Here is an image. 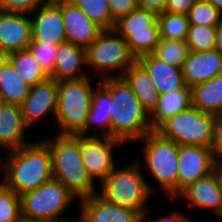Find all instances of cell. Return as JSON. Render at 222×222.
Here are the masks:
<instances>
[{
  "mask_svg": "<svg viewBox=\"0 0 222 222\" xmlns=\"http://www.w3.org/2000/svg\"><path fill=\"white\" fill-rule=\"evenodd\" d=\"M218 176V179L220 181L221 189H222V169L216 164L215 170H214Z\"/></svg>",
  "mask_w": 222,
  "mask_h": 222,
  "instance_id": "cell-47",
  "label": "cell"
},
{
  "mask_svg": "<svg viewBox=\"0 0 222 222\" xmlns=\"http://www.w3.org/2000/svg\"><path fill=\"white\" fill-rule=\"evenodd\" d=\"M167 0H137L138 7L153 11L157 14L163 13Z\"/></svg>",
  "mask_w": 222,
  "mask_h": 222,
  "instance_id": "cell-41",
  "label": "cell"
},
{
  "mask_svg": "<svg viewBox=\"0 0 222 222\" xmlns=\"http://www.w3.org/2000/svg\"><path fill=\"white\" fill-rule=\"evenodd\" d=\"M138 159L120 169L114 168L100 184L98 194L111 204L140 212L143 216L149 212L147 202L159 188L148 183L141 171Z\"/></svg>",
  "mask_w": 222,
  "mask_h": 222,
  "instance_id": "cell-4",
  "label": "cell"
},
{
  "mask_svg": "<svg viewBox=\"0 0 222 222\" xmlns=\"http://www.w3.org/2000/svg\"><path fill=\"white\" fill-rule=\"evenodd\" d=\"M210 149L216 159L222 154V113L215 115L213 141Z\"/></svg>",
  "mask_w": 222,
  "mask_h": 222,
  "instance_id": "cell-38",
  "label": "cell"
},
{
  "mask_svg": "<svg viewBox=\"0 0 222 222\" xmlns=\"http://www.w3.org/2000/svg\"><path fill=\"white\" fill-rule=\"evenodd\" d=\"M136 61L126 40L114 29L103 30L86 48V64L99 76L97 81L122 77Z\"/></svg>",
  "mask_w": 222,
  "mask_h": 222,
  "instance_id": "cell-6",
  "label": "cell"
},
{
  "mask_svg": "<svg viewBox=\"0 0 222 222\" xmlns=\"http://www.w3.org/2000/svg\"><path fill=\"white\" fill-rule=\"evenodd\" d=\"M216 158L209 147L179 145L178 151V193L187 185L214 172Z\"/></svg>",
  "mask_w": 222,
  "mask_h": 222,
  "instance_id": "cell-12",
  "label": "cell"
},
{
  "mask_svg": "<svg viewBox=\"0 0 222 222\" xmlns=\"http://www.w3.org/2000/svg\"><path fill=\"white\" fill-rule=\"evenodd\" d=\"M181 69L186 85L192 88L222 73V54L215 48L190 51Z\"/></svg>",
  "mask_w": 222,
  "mask_h": 222,
  "instance_id": "cell-19",
  "label": "cell"
},
{
  "mask_svg": "<svg viewBox=\"0 0 222 222\" xmlns=\"http://www.w3.org/2000/svg\"><path fill=\"white\" fill-rule=\"evenodd\" d=\"M0 222H23L20 195L9 187H0Z\"/></svg>",
  "mask_w": 222,
  "mask_h": 222,
  "instance_id": "cell-34",
  "label": "cell"
},
{
  "mask_svg": "<svg viewBox=\"0 0 222 222\" xmlns=\"http://www.w3.org/2000/svg\"><path fill=\"white\" fill-rule=\"evenodd\" d=\"M157 21L159 24L160 38L186 40L190 22L186 14L160 13Z\"/></svg>",
  "mask_w": 222,
  "mask_h": 222,
  "instance_id": "cell-30",
  "label": "cell"
},
{
  "mask_svg": "<svg viewBox=\"0 0 222 222\" xmlns=\"http://www.w3.org/2000/svg\"><path fill=\"white\" fill-rule=\"evenodd\" d=\"M157 17V13L138 7L115 23L114 30L126 40L136 59L152 54L159 43Z\"/></svg>",
  "mask_w": 222,
  "mask_h": 222,
  "instance_id": "cell-10",
  "label": "cell"
},
{
  "mask_svg": "<svg viewBox=\"0 0 222 222\" xmlns=\"http://www.w3.org/2000/svg\"><path fill=\"white\" fill-rule=\"evenodd\" d=\"M107 2L115 22L138 8L137 0H107Z\"/></svg>",
  "mask_w": 222,
  "mask_h": 222,
  "instance_id": "cell-37",
  "label": "cell"
},
{
  "mask_svg": "<svg viewBox=\"0 0 222 222\" xmlns=\"http://www.w3.org/2000/svg\"><path fill=\"white\" fill-rule=\"evenodd\" d=\"M190 25H206L216 27L221 19L222 14L208 0H197L190 8L188 14Z\"/></svg>",
  "mask_w": 222,
  "mask_h": 222,
  "instance_id": "cell-33",
  "label": "cell"
},
{
  "mask_svg": "<svg viewBox=\"0 0 222 222\" xmlns=\"http://www.w3.org/2000/svg\"><path fill=\"white\" fill-rule=\"evenodd\" d=\"M32 41L59 45L67 42L61 5H43L30 14Z\"/></svg>",
  "mask_w": 222,
  "mask_h": 222,
  "instance_id": "cell-18",
  "label": "cell"
},
{
  "mask_svg": "<svg viewBox=\"0 0 222 222\" xmlns=\"http://www.w3.org/2000/svg\"><path fill=\"white\" fill-rule=\"evenodd\" d=\"M31 86L22 80L7 59L0 69V102L21 105L30 93Z\"/></svg>",
  "mask_w": 222,
  "mask_h": 222,
  "instance_id": "cell-26",
  "label": "cell"
},
{
  "mask_svg": "<svg viewBox=\"0 0 222 222\" xmlns=\"http://www.w3.org/2000/svg\"><path fill=\"white\" fill-rule=\"evenodd\" d=\"M210 3H212L222 14V0H208Z\"/></svg>",
  "mask_w": 222,
  "mask_h": 222,
  "instance_id": "cell-46",
  "label": "cell"
},
{
  "mask_svg": "<svg viewBox=\"0 0 222 222\" xmlns=\"http://www.w3.org/2000/svg\"><path fill=\"white\" fill-rule=\"evenodd\" d=\"M77 216H78L77 218L74 217V220L73 219L68 220L66 218H62V219L37 220V221H28V222H79V214Z\"/></svg>",
  "mask_w": 222,
  "mask_h": 222,
  "instance_id": "cell-44",
  "label": "cell"
},
{
  "mask_svg": "<svg viewBox=\"0 0 222 222\" xmlns=\"http://www.w3.org/2000/svg\"><path fill=\"white\" fill-rule=\"evenodd\" d=\"M78 201L79 222H144L140 212L111 204L98 193Z\"/></svg>",
  "mask_w": 222,
  "mask_h": 222,
  "instance_id": "cell-16",
  "label": "cell"
},
{
  "mask_svg": "<svg viewBox=\"0 0 222 222\" xmlns=\"http://www.w3.org/2000/svg\"><path fill=\"white\" fill-rule=\"evenodd\" d=\"M137 61L147 70L160 95L181 89H191L185 83L181 68L169 65L153 54L141 56Z\"/></svg>",
  "mask_w": 222,
  "mask_h": 222,
  "instance_id": "cell-23",
  "label": "cell"
},
{
  "mask_svg": "<svg viewBox=\"0 0 222 222\" xmlns=\"http://www.w3.org/2000/svg\"><path fill=\"white\" fill-rule=\"evenodd\" d=\"M145 168L155 178L158 187L167 198L173 200L178 194V151L179 145L160 136L156 131L141 139Z\"/></svg>",
  "mask_w": 222,
  "mask_h": 222,
  "instance_id": "cell-7",
  "label": "cell"
},
{
  "mask_svg": "<svg viewBox=\"0 0 222 222\" xmlns=\"http://www.w3.org/2000/svg\"><path fill=\"white\" fill-rule=\"evenodd\" d=\"M7 59L22 80L31 87L49 78L29 49L11 52L7 54Z\"/></svg>",
  "mask_w": 222,
  "mask_h": 222,
  "instance_id": "cell-28",
  "label": "cell"
},
{
  "mask_svg": "<svg viewBox=\"0 0 222 222\" xmlns=\"http://www.w3.org/2000/svg\"><path fill=\"white\" fill-rule=\"evenodd\" d=\"M122 78L130 86L142 107L150 115L158 104L160 93L156 90L153 80L147 70L136 61L131 65Z\"/></svg>",
  "mask_w": 222,
  "mask_h": 222,
  "instance_id": "cell-24",
  "label": "cell"
},
{
  "mask_svg": "<svg viewBox=\"0 0 222 222\" xmlns=\"http://www.w3.org/2000/svg\"><path fill=\"white\" fill-rule=\"evenodd\" d=\"M86 67V48L64 42L58 45L54 70L49 77L56 82L82 79L92 74Z\"/></svg>",
  "mask_w": 222,
  "mask_h": 222,
  "instance_id": "cell-21",
  "label": "cell"
},
{
  "mask_svg": "<svg viewBox=\"0 0 222 222\" xmlns=\"http://www.w3.org/2000/svg\"><path fill=\"white\" fill-rule=\"evenodd\" d=\"M92 21L103 30H112L115 21L112 19L107 0H72Z\"/></svg>",
  "mask_w": 222,
  "mask_h": 222,
  "instance_id": "cell-31",
  "label": "cell"
},
{
  "mask_svg": "<svg viewBox=\"0 0 222 222\" xmlns=\"http://www.w3.org/2000/svg\"><path fill=\"white\" fill-rule=\"evenodd\" d=\"M27 128L19 105L0 102V148L8 152L31 143L25 139Z\"/></svg>",
  "mask_w": 222,
  "mask_h": 222,
  "instance_id": "cell-22",
  "label": "cell"
},
{
  "mask_svg": "<svg viewBox=\"0 0 222 222\" xmlns=\"http://www.w3.org/2000/svg\"><path fill=\"white\" fill-rule=\"evenodd\" d=\"M215 49L222 54V19L216 26Z\"/></svg>",
  "mask_w": 222,
  "mask_h": 222,
  "instance_id": "cell-42",
  "label": "cell"
},
{
  "mask_svg": "<svg viewBox=\"0 0 222 222\" xmlns=\"http://www.w3.org/2000/svg\"><path fill=\"white\" fill-rule=\"evenodd\" d=\"M7 60V55L0 51V69L2 64Z\"/></svg>",
  "mask_w": 222,
  "mask_h": 222,
  "instance_id": "cell-48",
  "label": "cell"
},
{
  "mask_svg": "<svg viewBox=\"0 0 222 222\" xmlns=\"http://www.w3.org/2000/svg\"><path fill=\"white\" fill-rule=\"evenodd\" d=\"M216 164L222 169V154L216 159Z\"/></svg>",
  "mask_w": 222,
  "mask_h": 222,
  "instance_id": "cell-49",
  "label": "cell"
},
{
  "mask_svg": "<svg viewBox=\"0 0 222 222\" xmlns=\"http://www.w3.org/2000/svg\"><path fill=\"white\" fill-rule=\"evenodd\" d=\"M28 49L45 72L50 75L54 70L58 45L31 41Z\"/></svg>",
  "mask_w": 222,
  "mask_h": 222,
  "instance_id": "cell-35",
  "label": "cell"
},
{
  "mask_svg": "<svg viewBox=\"0 0 222 222\" xmlns=\"http://www.w3.org/2000/svg\"><path fill=\"white\" fill-rule=\"evenodd\" d=\"M196 1L197 0H167L164 12L187 15Z\"/></svg>",
  "mask_w": 222,
  "mask_h": 222,
  "instance_id": "cell-39",
  "label": "cell"
},
{
  "mask_svg": "<svg viewBox=\"0 0 222 222\" xmlns=\"http://www.w3.org/2000/svg\"><path fill=\"white\" fill-rule=\"evenodd\" d=\"M124 146V143L111 137H85L80 136V155L84 167L95 183L100 185L113 171L115 165L114 151Z\"/></svg>",
  "mask_w": 222,
  "mask_h": 222,
  "instance_id": "cell-11",
  "label": "cell"
},
{
  "mask_svg": "<svg viewBox=\"0 0 222 222\" xmlns=\"http://www.w3.org/2000/svg\"><path fill=\"white\" fill-rule=\"evenodd\" d=\"M57 99L58 82L50 77L31 87L28 97L20 105L25 124L32 129L35 123L49 114L55 119Z\"/></svg>",
  "mask_w": 222,
  "mask_h": 222,
  "instance_id": "cell-14",
  "label": "cell"
},
{
  "mask_svg": "<svg viewBox=\"0 0 222 222\" xmlns=\"http://www.w3.org/2000/svg\"><path fill=\"white\" fill-rule=\"evenodd\" d=\"M192 106L217 115L222 113V73L191 88Z\"/></svg>",
  "mask_w": 222,
  "mask_h": 222,
  "instance_id": "cell-25",
  "label": "cell"
},
{
  "mask_svg": "<svg viewBox=\"0 0 222 222\" xmlns=\"http://www.w3.org/2000/svg\"><path fill=\"white\" fill-rule=\"evenodd\" d=\"M91 76L58 82V99L55 121L59 135H77L88 118L94 84Z\"/></svg>",
  "mask_w": 222,
  "mask_h": 222,
  "instance_id": "cell-5",
  "label": "cell"
},
{
  "mask_svg": "<svg viewBox=\"0 0 222 222\" xmlns=\"http://www.w3.org/2000/svg\"><path fill=\"white\" fill-rule=\"evenodd\" d=\"M6 153V186L16 194L35 190L53 177L52 154L43 139Z\"/></svg>",
  "mask_w": 222,
  "mask_h": 222,
  "instance_id": "cell-1",
  "label": "cell"
},
{
  "mask_svg": "<svg viewBox=\"0 0 222 222\" xmlns=\"http://www.w3.org/2000/svg\"><path fill=\"white\" fill-rule=\"evenodd\" d=\"M216 27L206 25H190L186 43L190 51L200 52L215 48Z\"/></svg>",
  "mask_w": 222,
  "mask_h": 222,
  "instance_id": "cell-32",
  "label": "cell"
},
{
  "mask_svg": "<svg viewBox=\"0 0 222 222\" xmlns=\"http://www.w3.org/2000/svg\"><path fill=\"white\" fill-rule=\"evenodd\" d=\"M52 154L53 178L60 181L78 200L98 193L80 155L79 135H59L43 139Z\"/></svg>",
  "mask_w": 222,
  "mask_h": 222,
  "instance_id": "cell-3",
  "label": "cell"
},
{
  "mask_svg": "<svg viewBox=\"0 0 222 222\" xmlns=\"http://www.w3.org/2000/svg\"><path fill=\"white\" fill-rule=\"evenodd\" d=\"M189 52L190 49L186 40L160 38L152 54L169 65L182 68Z\"/></svg>",
  "mask_w": 222,
  "mask_h": 222,
  "instance_id": "cell-29",
  "label": "cell"
},
{
  "mask_svg": "<svg viewBox=\"0 0 222 222\" xmlns=\"http://www.w3.org/2000/svg\"><path fill=\"white\" fill-rule=\"evenodd\" d=\"M5 159L0 157V175L1 176V182H0V187H4L6 186V168H7V154L5 155ZM3 160V161H2ZM5 160V161H4ZM1 168H2V172H1Z\"/></svg>",
  "mask_w": 222,
  "mask_h": 222,
  "instance_id": "cell-43",
  "label": "cell"
},
{
  "mask_svg": "<svg viewBox=\"0 0 222 222\" xmlns=\"http://www.w3.org/2000/svg\"><path fill=\"white\" fill-rule=\"evenodd\" d=\"M215 115L192 105L163 121L154 131L178 145L209 147L213 141Z\"/></svg>",
  "mask_w": 222,
  "mask_h": 222,
  "instance_id": "cell-8",
  "label": "cell"
},
{
  "mask_svg": "<svg viewBox=\"0 0 222 222\" xmlns=\"http://www.w3.org/2000/svg\"><path fill=\"white\" fill-rule=\"evenodd\" d=\"M31 41L30 14L0 10V51L7 55L28 49Z\"/></svg>",
  "mask_w": 222,
  "mask_h": 222,
  "instance_id": "cell-17",
  "label": "cell"
},
{
  "mask_svg": "<svg viewBox=\"0 0 222 222\" xmlns=\"http://www.w3.org/2000/svg\"><path fill=\"white\" fill-rule=\"evenodd\" d=\"M187 200L189 210H210L217 217H222V189L216 172L187 185L173 200Z\"/></svg>",
  "mask_w": 222,
  "mask_h": 222,
  "instance_id": "cell-13",
  "label": "cell"
},
{
  "mask_svg": "<svg viewBox=\"0 0 222 222\" xmlns=\"http://www.w3.org/2000/svg\"><path fill=\"white\" fill-rule=\"evenodd\" d=\"M70 2H72V0H45V5L59 6Z\"/></svg>",
  "mask_w": 222,
  "mask_h": 222,
  "instance_id": "cell-45",
  "label": "cell"
},
{
  "mask_svg": "<svg viewBox=\"0 0 222 222\" xmlns=\"http://www.w3.org/2000/svg\"><path fill=\"white\" fill-rule=\"evenodd\" d=\"M111 138L124 144L152 132L150 115L122 77L111 78Z\"/></svg>",
  "mask_w": 222,
  "mask_h": 222,
  "instance_id": "cell-2",
  "label": "cell"
},
{
  "mask_svg": "<svg viewBox=\"0 0 222 222\" xmlns=\"http://www.w3.org/2000/svg\"><path fill=\"white\" fill-rule=\"evenodd\" d=\"M149 213L147 212L144 215V222H192V218H189V216H185L183 213L180 214L179 212H172L171 215H166V216H160L159 219H151L148 215ZM146 220V221H145Z\"/></svg>",
  "mask_w": 222,
  "mask_h": 222,
  "instance_id": "cell-40",
  "label": "cell"
},
{
  "mask_svg": "<svg viewBox=\"0 0 222 222\" xmlns=\"http://www.w3.org/2000/svg\"><path fill=\"white\" fill-rule=\"evenodd\" d=\"M93 89L91 107L84 128L77 134L85 137H111V78L98 81ZM92 127L93 132L88 133ZM101 129V130H100ZM100 131L98 135L97 132Z\"/></svg>",
  "mask_w": 222,
  "mask_h": 222,
  "instance_id": "cell-15",
  "label": "cell"
},
{
  "mask_svg": "<svg viewBox=\"0 0 222 222\" xmlns=\"http://www.w3.org/2000/svg\"><path fill=\"white\" fill-rule=\"evenodd\" d=\"M61 11L67 42L87 48L103 31L73 2L62 4Z\"/></svg>",
  "mask_w": 222,
  "mask_h": 222,
  "instance_id": "cell-20",
  "label": "cell"
},
{
  "mask_svg": "<svg viewBox=\"0 0 222 222\" xmlns=\"http://www.w3.org/2000/svg\"><path fill=\"white\" fill-rule=\"evenodd\" d=\"M20 199L23 222H28L62 219V213L78 198L52 177L39 188L21 194Z\"/></svg>",
  "mask_w": 222,
  "mask_h": 222,
  "instance_id": "cell-9",
  "label": "cell"
},
{
  "mask_svg": "<svg viewBox=\"0 0 222 222\" xmlns=\"http://www.w3.org/2000/svg\"><path fill=\"white\" fill-rule=\"evenodd\" d=\"M45 5V0H0V10L31 14Z\"/></svg>",
  "mask_w": 222,
  "mask_h": 222,
  "instance_id": "cell-36",
  "label": "cell"
},
{
  "mask_svg": "<svg viewBox=\"0 0 222 222\" xmlns=\"http://www.w3.org/2000/svg\"><path fill=\"white\" fill-rule=\"evenodd\" d=\"M191 105V89L161 94L156 108L150 114L151 128L155 130L163 121L188 109Z\"/></svg>",
  "mask_w": 222,
  "mask_h": 222,
  "instance_id": "cell-27",
  "label": "cell"
}]
</instances>
